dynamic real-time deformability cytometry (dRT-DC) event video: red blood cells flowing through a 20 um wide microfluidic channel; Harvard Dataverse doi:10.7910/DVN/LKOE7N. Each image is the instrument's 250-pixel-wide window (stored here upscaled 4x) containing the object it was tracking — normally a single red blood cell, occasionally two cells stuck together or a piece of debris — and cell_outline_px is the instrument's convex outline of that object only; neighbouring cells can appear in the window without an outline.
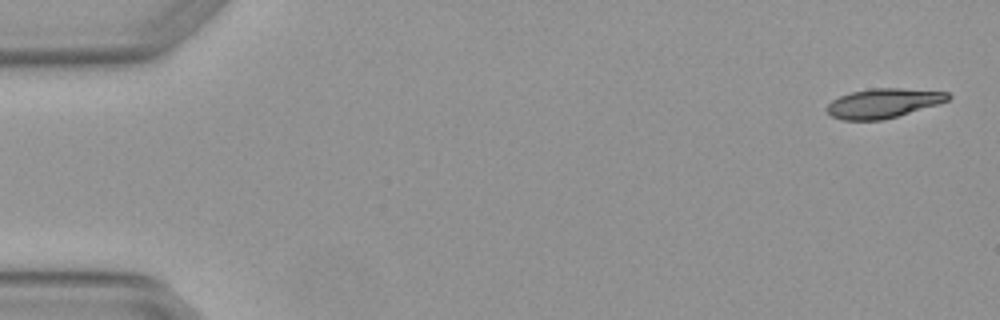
{"species": "Egyptian fruit bat (a non-hibernating species)", "species_latin": "Rousettus aegyptiacus", "temperature_condition": "warm", "stored_images_in_passage": 3, "camera_frame_rate_fps": 3000, "um_per_image_px": 0.085, "animal": {"sex": "female"}, "frame": {"image": 1, "passage_image": 1, "time_ms": 0.0, "image_size_px": [1000, 320], "cell_outline_px": [[952, 96], [948, 100], [936, 104], [884, 120], [844, 120], [832, 116], [824, 108], [832, 100], [840, 96], [852, 92], [872, 88], [900, 88], [948, 92]], "centroid_in_image_um": [75.05, 8.77], "position_along_channel_um": 9.9, "area_um2": 20.58}}